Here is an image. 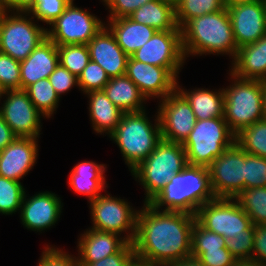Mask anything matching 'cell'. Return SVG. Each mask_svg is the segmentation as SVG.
<instances>
[{
    "label": "cell",
    "instance_id": "6da1fadb",
    "mask_svg": "<svg viewBox=\"0 0 266 266\" xmlns=\"http://www.w3.org/2000/svg\"><path fill=\"white\" fill-rule=\"evenodd\" d=\"M132 242L138 262L164 266L191 257L195 215L164 211L143 203Z\"/></svg>",
    "mask_w": 266,
    "mask_h": 266
},
{
    "label": "cell",
    "instance_id": "7a4b0ae2",
    "mask_svg": "<svg viewBox=\"0 0 266 266\" xmlns=\"http://www.w3.org/2000/svg\"><path fill=\"white\" fill-rule=\"evenodd\" d=\"M182 49L189 56L228 55L232 61L238 51L227 8L189 20L181 28Z\"/></svg>",
    "mask_w": 266,
    "mask_h": 266
},
{
    "label": "cell",
    "instance_id": "3957f363",
    "mask_svg": "<svg viewBox=\"0 0 266 266\" xmlns=\"http://www.w3.org/2000/svg\"><path fill=\"white\" fill-rule=\"evenodd\" d=\"M215 198L208 168L187 164L170 179L150 204L158 210L195 215L201 206Z\"/></svg>",
    "mask_w": 266,
    "mask_h": 266
},
{
    "label": "cell",
    "instance_id": "277c9868",
    "mask_svg": "<svg viewBox=\"0 0 266 266\" xmlns=\"http://www.w3.org/2000/svg\"><path fill=\"white\" fill-rule=\"evenodd\" d=\"M147 111L123 113L116 129L108 136L119 147L129 171L143 162L162 140L158 112L153 119Z\"/></svg>",
    "mask_w": 266,
    "mask_h": 266
},
{
    "label": "cell",
    "instance_id": "5b68a950",
    "mask_svg": "<svg viewBox=\"0 0 266 266\" xmlns=\"http://www.w3.org/2000/svg\"><path fill=\"white\" fill-rule=\"evenodd\" d=\"M186 151L182 143L161 140L154 151L131 171L132 177L145 190L144 203H150L170 179L187 166Z\"/></svg>",
    "mask_w": 266,
    "mask_h": 266
},
{
    "label": "cell",
    "instance_id": "8992f818",
    "mask_svg": "<svg viewBox=\"0 0 266 266\" xmlns=\"http://www.w3.org/2000/svg\"><path fill=\"white\" fill-rule=\"evenodd\" d=\"M232 80L224 88V119L236 135L263 118V81L243 79L229 72Z\"/></svg>",
    "mask_w": 266,
    "mask_h": 266
},
{
    "label": "cell",
    "instance_id": "52a82bcc",
    "mask_svg": "<svg viewBox=\"0 0 266 266\" xmlns=\"http://www.w3.org/2000/svg\"><path fill=\"white\" fill-rule=\"evenodd\" d=\"M235 136L224 117L196 120L183 143L188 165L208 167L235 142Z\"/></svg>",
    "mask_w": 266,
    "mask_h": 266
},
{
    "label": "cell",
    "instance_id": "ba28073f",
    "mask_svg": "<svg viewBox=\"0 0 266 266\" xmlns=\"http://www.w3.org/2000/svg\"><path fill=\"white\" fill-rule=\"evenodd\" d=\"M36 22L28 12L4 10L0 16V52L19 62L25 60L47 38V28Z\"/></svg>",
    "mask_w": 266,
    "mask_h": 266
},
{
    "label": "cell",
    "instance_id": "9c48e42d",
    "mask_svg": "<svg viewBox=\"0 0 266 266\" xmlns=\"http://www.w3.org/2000/svg\"><path fill=\"white\" fill-rule=\"evenodd\" d=\"M195 217L202 227L225 239L255 233L251 218L234 198H215L201 206Z\"/></svg>",
    "mask_w": 266,
    "mask_h": 266
},
{
    "label": "cell",
    "instance_id": "30bf717a",
    "mask_svg": "<svg viewBox=\"0 0 266 266\" xmlns=\"http://www.w3.org/2000/svg\"><path fill=\"white\" fill-rule=\"evenodd\" d=\"M101 194L95 200H91L92 229L111 232L121 236L126 234L124 239L132 243L136 234L137 216L139 210L132 207L125 199L112 197V195Z\"/></svg>",
    "mask_w": 266,
    "mask_h": 266
},
{
    "label": "cell",
    "instance_id": "8fae6325",
    "mask_svg": "<svg viewBox=\"0 0 266 266\" xmlns=\"http://www.w3.org/2000/svg\"><path fill=\"white\" fill-rule=\"evenodd\" d=\"M104 25V21L87 9L77 7L72 0L64 12L49 25L47 37L56 45H87Z\"/></svg>",
    "mask_w": 266,
    "mask_h": 266
},
{
    "label": "cell",
    "instance_id": "7c38bea8",
    "mask_svg": "<svg viewBox=\"0 0 266 266\" xmlns=\"http://www.w3.org/2000/svg\"><path fill=\"white\" fill-rule=\"evenodd\" d=\"M207 168L216 198H235L245 189V151L236 142Z\"/></svg>",
    "mask_w": 266,
    "mask_h": 266
},
{
    "label": "cell",
    "instance_id": "4fadbf2b",
    "mask_svg": "<svg viewBox=\"0 0 266 266\" xmlns=\"http://www.w3.org/2000/svg\"><path fill=\"white\" fill-rule=\"evenodd\" d=\"M131 57L145 64L169 69L179 78L186 61L182 49L181 30L156 31Z\"/></svg>",
    "mask_w": 266,
    "mask_h": 266
},
{
    "label": "cell",
    "instance_id": "5bb4252c",
    "mask_svg": "<svg viewBox=\"0 0 266 266\" xmlns=\"http://www.w3.org/2000/svg\"><path fill=\"white\" fill-rule=\"evenodd\" d=\"M6 97V98H5ZM0 115L17 137L40 138L41 118L45 116L34 106L22 89L6 90Z\"/></svg>",
    "mask_w": 266,
    "mask_h": 266
},
{
    "label": "cell",
    "instance_id": "9a60e30c",
    "mask_svg": "<svg viewBox=\"0 0 266 266\" xmlns=\"http://www.w3.org/2000/svg\"><path fill=\"white\" fill-rule=\"evenodd\" d=\"M159 101L156 112L159 115L162 139L183 144L196 123L189 102L177 89Z\"/></svg>",
    "mask_w": 266,
    "mask_h": 266
},
{
    "label": "cell",
    "instance_id": "2e32d148",
    "mask_svg": "<svg viewBox=\"0 0 266 266\" xmlns=\"http://www.w3.org/2000/svg\"><path fill=\"white\" fill-rule=\"evenodd\" d=\"M125 75L138 87L141 94L150 100H163L177 89L179 80L169 69L145 64L129 56Z\"/></svg>",
    "mask_w": 266,
    "mask_h": 266
},
{
    "label": "cell",
    "instance_id": "e0dca14e",
    "mask_svg": "<svg viewBox=\"0 0 266 266\" xmlns=\"http://www.w3.org/2000/svg\"><path fill=\"white\" fill-rule=\"evenodd\" d=\"M237 48L266 34V0L226 6Z\"/></svg>",
    "mask_w": 266,
    "mask_h": 266
},
{
    "label": "cell",
    "instance_id": "ac0fdd59",
    "mask_svg": "<svg viewBox=\"0 0 266 266\" xmlns=\"http://www.w3.org/2000/svg\"><path fill=\"white\" fill-rule=\"evenodd\" d=\"M61 202L60 197L53 192L42 191L30 197L25 193L19 211L22 225L25 229L40 233L50 229L60 218Z\"/></svg>",
    "mask_w": 266,
    "mask_h": 266
},
{
    "label": "cell",
    "instance_id": "d6986e66",
    "mask_svg": "<svg viewBox=\"0 0 266 266\" xmlns=\"http://www.w3.org/2000/svg\"><path fill=\"white\" fill-rule=\"evenodd\" d=\"M38 148V138L17 137L0 151V176L20 182L36 164Z\"/></svg>",
    "mask_w": 266,
    "mask_h": 266
},
{
    "label": "cell",
    "instance_id": "ffe728a7",
    "mask_svg": "<svg viewBox=\"0 0 266 266\" xmlns=\"http://www.w3.org/2000/svg\"><path fill=\"white\" fill-rule=\"evenodd\" d=\"M90 60L98 63L109 78L125 75L129 56L118 45L114 34L104 25L87 44Z\"/></svg>",
    "mask_w": 266,
    "mask_h": 266
},
{
    "label": "cell",
    "instance_id": "44dd1931",
    "mask_svg": "<svg viewBox=\"0 0 266 266\" xmlns=\"http://www.w3.org/2000/svg\"><path fill=\"white\" fill-rule=\"evenodd\" d=\"M58 65L57 45L47 37L25 60L20 62L21 89L25 90L38 80L49 78Z\"/></svg>",
    "mask_w": 266,
    "mask_h": 266
},
{
    "label": "cell",
    "instance_id": "7402d4cb",
    "mask_svg": "<svg viewBox=\"0 0 266 266\" xmlns=\"http://www.w3.org/2000/svg\"><path fill=\"white\" fill-rule=\"evenodd\" d=\"M77 241L79 264H91L117 253L127 241L124 236L92 228L86 229Z\"/></svg>",
    "mask_w": 266,
    "mask_h": 266
},
{
    "label": "cell",
    "instance_id": "603a6c76",
    "mask_svg": "<svg viewBox=\"0 0 266 266\" xmlns=\"http://www.w3.org/2000/svg\"><path fill=\"white\" fill-rule=\"evenodd\" d=\"M231 65L229 71L239 78L266 81V34L238 48Z\"/></svg>",
    "mask_w": 266,
    "mask_h": 266
},
{
    "label": "cell",
    "instance_id": "cb8c5ba5",
    "mask_svg": "<svg viewBox=\"0 0 266 266\" xmlns=\"http://www.w3.org/2000/svg\"><path fill=\"white\" fill-rule=\"evenodd\" d=\"M106 164L93 161H83L76 164L69 173V187L75 193L87 196L89 202L101 195V191L108 188L104 173Z\"/></svg>",
    "mask_w": 266,
    "mask_h": 266
},
{
    "label": "cell",
    "instance_id": "d4e9b609",
    "mask_svg": "<svg viewBox=\"0 0 266 266\" xmlns=\"http://www.w3.org/2000/svg\"><path fill=\"white\" fill-rule=\"evenodd\" d=\"M107 20L105 25L114 34L118 45L128 56L140 49L156 32L153 27L137 23L129 17Z\"/></svg>",
    "mask_w": 266,
    "mask_h": 266
},
{
    "label": "cell",
    "instance_id": "484cf974",
    "mask_svg": "<svg viewBox=\"0 0 266 266\" xmlns=\"http://www.w3.org/2000/svg\"><path fill=\"white\" fill-rule=\"evenodd\" d=\"M89 99V116L93 130L100 135L109 136L118 126L123 111L115 106L107 97L104 90L86 93Z\"/></svg>",
    "mask_w": 266,
    "mask_h": 266
},
{
    "label": "cell",
    "instance_id": "4316f807",
    "mask_svg": "<svg viewBox=\"0 0 266 266\" xmlns=\"http://www.w3.org/2000/svg\"><path fill=\"white\" fill-rule=\"evenodd\" d=\"M128 17L156 31L181 30L176 22L175 4L168 0H151Z\"/></svg>",
    "mask_w": 266,
    "mask_h": 266
},
{
    "label": "cell",
    "instance_id": "83f0119b",
    "mask_svg": "<svg viewBox=\"0 0 266 266\" xmlns=\"http://www.w3.org/2000/svg\"><path fill=\"white\" fill-rule=\"evenodd\" d=\"M103 90L108 99L124 113L146 110L144 104L147 99L126 75L109 78Z\"/></svg>",
    "mask_w": 266,
    "mask_h": 266
},
{
    "label": "cell",
    "instance_id": "f1b7e54d",
    "mask_svg": "<svg viewBox=\"0 0 266 266\" xmlns=\"http://www.w3.org/2000/svg\"><path fill=\"white\" fill-rule=\"evenodd\" d=\"M177 90L189 102L196 120H206L214 117H224V91L195 88L184 90L177 81Z\"/></svg>",
    "mask_w": 266,
    "mask_h": 266
},
{
    "label": "cell",
    "instance_id": "f546056e",
    "mask_svg": "<svg viewBox=\"0 0 266 266\" xmlns=\"http://www.w3.org/2000/svg\"><path fill=\"white\" fill-rule=\"evenodd\" d=\"M25 91L34 106L45 116L51 118L59 106L60 97L48 78L29 85Z\"/></svg>",
    "mask_w": 266,
    "mask_h": 266
},
{
    "label": "cell",
    "instance_id": "4dcf8cb0",
    "mask_svg": "<svg viewBox=\"0 0 266 266\" xmlns=\"http://www.w3.org/2000/svg\"><path fill=\"white\" fill-rule=\"evenodd\" d=\"M225 7V0H178L175 3L177 25L181 29L189 20Z\"/></svg>",
    "mask_w": 266,
    "mask_h": 266
},
{
    "label": "cell",
    "instance_id": "1f68e13d",
    "mask_svg": "<svg viewBox=\"0 0 266 266\" xmlns=\"http://www.w3.org/2000/svg\"><path fill=\"white\" fill-rule=\"evenodd\" d=\"M234 199L255 226L266 224V187L245 188Z\"/></svg>",
    "mask_w": 266,
    "mask_h": 266
},
{
    "label": "cell",
    "instance_id": "d6a6232c",
    "mask_svg": "<svg viewBox=\"0 0 266 266\" xmlns=\"http://www.w3.org/2000/svg\"><path fill=\"white\" fill-rule=\"evenodd\" d=\"M235 142L248 154L266 158V120L243 128L236 134Z\"/></svg>",
    "mask_w": 266,
    "mask_h": 266
},
{
    "label": "cell",
    "instance_id": "836d02e7",
    "mask_svg": "<svg viewBox=\"0 0 266 266\" xmlns=\"http://www.w3.org/2000/svg\"><path fill=\"white\" fill-rule=\"evenodd\" d=\"M57 49L59 63L77 77L90 61L89 48L85 44L57 45Z\"/></svg>",
    "mask_w": 266,
    "mask_h": 266
},
{
    "label": "cell",
    "instance_id": "e575fe53",
    "mask_svg": "<svg viewBox=\"0 0 266 266\" xmlns=\"http://www.w3.org/2000/svg\"><path fill=\"white\" fill-rule=\"evenodd\" d=\"M23 184L0 176V213L12 215L21 209L25 195Z\"/></svg>",
    "mask_w": 266,
    "mask_h": 266
},
{
    "label": "cell",
    "instance_id": "d590c367",
    "mask_svg": "<svg viewBox=\"0 0 266 266\" xmlns=\"http://www.w3.org/2000/svg\"><path fill=\"white\" fill-rule=\"evenodd\" d=\"M226 248V239L202 227L196 220L192 229L191 257L197 258L205 250Z\"/></svg>",
    "mask_w": 266,
    "mask_h": 266
},
{
    "label": "cell",
    "instance_id": "8d00e7d4",
    "mask_svg": "<svg viewBox=\"0 0 266 266\" xmlns=\"http://www.w3.org/2000/svg\"><path fill=\"white\" fill-rule=\"evenodd\" d=\"M71 1L33 0V3L25 12L30 13L38 22L41 21L48 26L64 12Z\"/></svg>",
    "mask_w": 266,
    "mask_h": 266
},
{
    "label": "cell",
    "instance_id": "74e56055",
    "mask_svg": "<svg viewBox=\"0 0 266 266\" xmlns=\"http://www.w3.org/2000/svg\"><path fill=\"white\" fill-rule=\"evenodd\" d=\"M109 77L105 70L96 62L90 60L82 73L78 76L79 91L84 94L91 91L103 90Z\"/></svg>",
    "mask_w": 266,
    "mask_h": 266
},
{
    "label": "cell",
    "instance_id": "f35d334b",
    "mask_svg": "<svg viewBox=\"0 0 266 266\" xmlns=\"http://www.w3.org/2000/svg\"><path fill=\"white\" fill-rule=\"evenodd\" d=\"M266 187V158L245 152V188Z\"/></svg>",
    "mask_w": 266,
    "mask_h": 266
},
{
    "label": "cell",
    "instance_id": "ab89813d",
    "mask_svg": "<svg viewBox=\"0 0 266 266\" xmlns=\"http://www.w3.org/2000/svg\"><path fill=\"white\" fill-rule=\"evenodd\" d=\"M20 62L0 52V83L6 90L21 89Z\"/></svg>",
    "mask_w": 266,
    "mask_h": 266
},
{
    "label": "cell",
    "instance_id": "60d3db41",
    "mask_svg": "<svg viewBox=\"0 0 266 266\" xmlns=\"http://www.w3.org/2000/svg\"><path fill=\"white\" fill-rule=\"evenodd\" d=\"M44 247L37 266H80L77 256L48 244Z\"/></svg>",
    "mask_w": 266,
    "mask_h": 266
},
{
    "label": "cell",
    "instance_id": "b9f144b4",
    "mask_svg": "<svg viewBox=\"0 0 266 266\" xmlns=\"http://www.w3.org/2000/svg\"><path fill=\"white\" fill-rule=\"evenodd\" d=\"M137 262L133 244L127 242L117 253L107 256L98 262L80 264V266H134Z\"/></svg>",
    "mask_w": 266,
    "mask_h": 266
},
{
    "label": "cell",
    "instance_id": "7bdbcfd3",
    "mask_svg": "<svg viewBox=\"0 0 266 266\" xmlns=\"http://www.w3.org/2000/svg\"><path fill=\"white\" fill-rule=\"evenodd\" d=\"M48 79L60 98L62 94L70 91L72 87L77 86L79 88L78 77L70 73L60 63L49 75Z\"/></svg>",
    "mask_w": 266,
    "mask_h": 266
},
{
    "label": "cell",
    "instance_id": "ee69618b",
    "mask_svg": "<svg viewBox=\"0 0 266 266\" xmlns=\"http://www.w3.org/2000/svg\"><path fill=\"white\" fill-rule=\"evenodd\" d=\"M151 0H102L109 11L108 19L128 17Z\"/></svg>",
    "mask_w": 266,
    "mask_h": 266
},
{
    "label": "cell",
    "instance_id": "f6af8a7d",
    "mask_svg": "<svg viewBox=\"0 0 266 266\" xmlns=\"http://www.w3.org/2000/svg\"><path fill=\"white\" fill-rule=\"evenodd\" d=\"M254 235H238L226 239V248L237 260H251Z\"/></svg>",
    "mask_w": 266,
    "mask_h": 266
},
{
    "label": "cell",
    "instance_id": "bcb514c9",
    "mask_svg": "<svg viewBox=\"0 0 266 266\" xmlns=\"http://www.w3.org/2000/svg\"><path fill=\"white\" fill-rule=\"evenodd\" d=\"M197 259L205 266H233L237 261L227 248L205 250Z\"/></svg>",
    "mask_w": 266,
    "mask_h": 266
},
{
    "label": "cell",
    "instance_id": "7dc6e473",
    "mask_svg": "<svg viewBox=\"0 0 266 266\" xmlns=\"http://www.w3.org/2000/svg\"><path fill=\"white\" fill-rule=\"evenodd\" d=\"M251 260L266 266V224L255 226Z\"/></svg>",
    "mask_w": 266,
    "mask_h": 266
},
{
    "label": "cell",
    "instance_id": "c3c4849f",
    "mask_svg": "<svg viewBox=\"0 0 266 266\" xmlns=\"http://www.w3.org/2000/svg\"><path fill=\"white\" fill-rule=\"evenodd\" d=\"M17 136L0 115V151L12 143Z\"/></svg>",
    "mask_w": 266,
    "mask_h": 266
},
{
    "label": "cell",
    "instance_id": "681fc988",
    "mask_svg": "<svg viewBox=\"0 0 266 266\" xmlns=\"http://www.w3.org/2000/svg\"><path fill=\"white\" fill-rule=\"evenodd\" d=\"M5 11H23L25 12L33 3V0H0Z\"/></svg>",
    "mask_w": 266,
    "mask_h": 266
},
{
    "label": "cell",
    "instance_id": "f907efd6",
    "mask_svg": "<svg viewBox=\"0 0 266 266\" xmlns=\"http://www.w3.org/2000/svg\"><path fill=\"white\" fill-rule=\"evenodd\" d=\"M164 266H205L197 258L189 257L175 263H168Z\"/></svg>",
    "mask_w": 266,
    "mask_h": 266
},
{
    "label": "cell",
    "instance_id": "816d5d0a",
    "mask_svg": "<svg viewBox=\"0 0 266 266\" xmlns=\"http://www.w3.org/2000/svg\"><path fill=\"white\" fill-rule=\"evenodd\" d=\"M233 266H262L253 260H237Z\"/></svg>",
    "mask_w": 266,
    "mask_h": 266
},
{
    "label": "cell",
    "instance_id": "f5cc1de1",
    "mask_svg": "<svg viewBox=\"0 0 266 266\" xmlns=\"http://www.w3.org/2000/svg\"><path fill=\"white\" fill-rule=\"evenodd\" d=\"M259 1H264V0H225V3H226V6H228V5L259 2Z\"/></svg>",
    "mask_w": 266,
    "mask_h": 266
},
{
    "label": "cell",
    "instance_id": "db71d44e",
    "mask_svg": "<svg viewBox=\"0 0 266 266\" xmlns=\"http://www.w3.org/2000/svg\"><path fill=\"white\" fill-rule=\"evenodd\" d=\"M263 118L266 120V81H263Z\"/></svg>",
    "mask_w": 266,
    "mask_h": 266
},
{
    "label": "cell",
    "instance_id": "11a10c76",
    "mask_svg": "<svg viewBox=\"0 0 266 266\" xmlns=\"http://www.w3.org/2000/svg\"><path fill=\"white\" fill-rule=\"evenodd\" d=\"M5 92H6V89L0 83V102H1V98L4 96ZM0 104H2V103H0Z\"/></svg>",
    "mask_w": 266,
    "mask_h": 266
},
{
    "label": "cell",
    "instance_id": "9f6ffc18",
    "mask_svg": "<svg viewBox=\"0 0 266 266\" xmlns=\"http://www.w3.org/2000/svg\"><path fill=\"white\" fill-rule=\"evenodd\" d=\"M134 266H153V265H149V264H144L141 262H137Z\"/></svg>",
    "mask_w": 266,
    "mask_h": 266
},
{
    "label": "cell",
    "instance_id": "6f0895ef",
    "mask_svg": "<svg viewBox=\"0 0 266 266\" xmlns=\"http://www.w3.org/2000/svg\"><path fill=\"white\" fill-rule=\"evenodd\" d=\"M3 11H4V10H3V8H2L1 1H0V16H1V14H2Z\"/></svg>",
    "mask_w": 266,
    "mask_h": 266
},
{
    "label": "cell",
    "instance_id": "680465c9",
    "mask_svg": "<svg viewBox=\"0 0 266 266\" xmlns=\"http://www.w3.org/2000/svg\"><path fill=\"white\" fill-rule=\"evenodd\" d=\"M168 1H171L175 4L178 0H168Z\"/></svg>",
    "mask_w": 266,
    "mask_h": 266
}]
</instances>
